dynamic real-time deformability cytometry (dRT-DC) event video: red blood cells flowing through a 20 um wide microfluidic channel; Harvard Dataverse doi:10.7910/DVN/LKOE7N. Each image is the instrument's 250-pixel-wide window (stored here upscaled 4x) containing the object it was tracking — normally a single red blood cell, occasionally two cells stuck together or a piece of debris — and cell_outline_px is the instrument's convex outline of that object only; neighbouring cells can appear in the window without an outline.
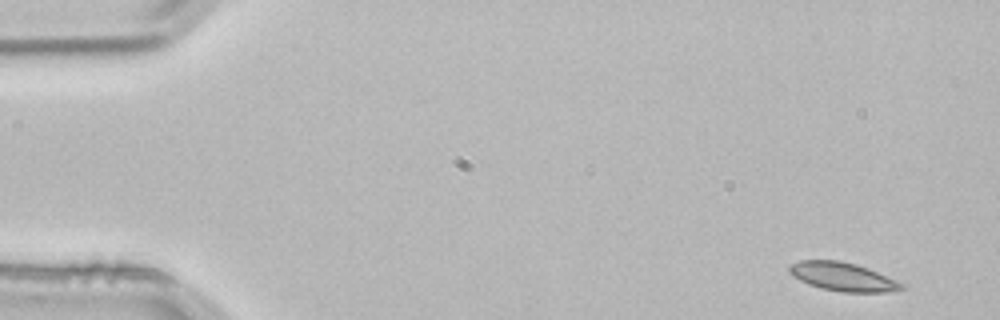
{"species": "common noctule bat (a hibernating species)", "species_latin": "Nyctalus noctula", "temperature_condition": "room temperature", "stored_images_in_passage": 3, "camera_frame_rate_fps": 3000, "um_per_image_px": 0.085, "animal": {"sex": "male", "body_mass_g": 21.5, "forearm_length_mm": 52.0}, "frame": {"image": 1, "passage_image": 1, "time_ms": 0.0, "image_size_px": [1000, 320], "cell_outline_px": [[904, 288], [888, 292], [840, 292], [820, 288], [808, 284], [792, 276], [788, 272], [788, 268], [792, 264], [800, 260], [836, 260], [856, 264], [868, 268], [904, 284]], "centroid_in_image_um": [71.6, 23.52], "position_along_channel_um": 13.4, "area_um2": 18.61}}